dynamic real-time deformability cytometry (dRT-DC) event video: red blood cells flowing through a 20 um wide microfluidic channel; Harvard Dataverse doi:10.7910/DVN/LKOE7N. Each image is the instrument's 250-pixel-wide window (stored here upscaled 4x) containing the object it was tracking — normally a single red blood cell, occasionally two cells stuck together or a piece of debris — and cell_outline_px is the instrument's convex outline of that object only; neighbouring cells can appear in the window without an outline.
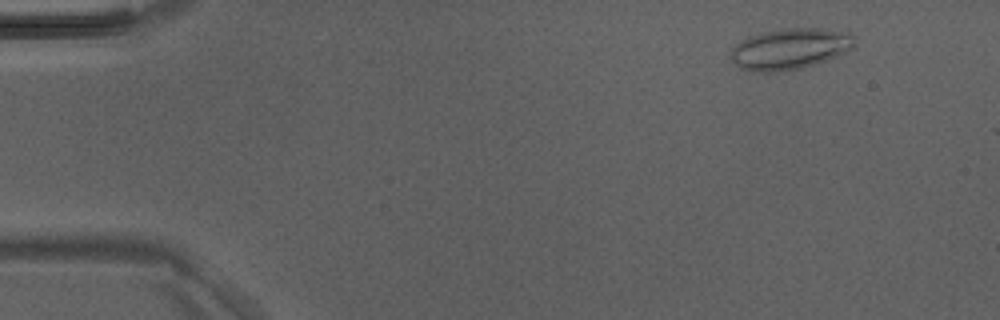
{"species": "Egyptian fruit bat (a non-hibernating species)", "species_latin": "Rousettus aegyptiacus", "temperature_condition": "room temperature", "stored_images_in_passage": 4, "camera_frame_rate_fps": 3000, "um_per_image_px": 0.085, "animal": {"sex": "male"}, "frame": {"image": 1, "passage_image": 1, "time_ms": 0.0, "image_size_px": [1000, 320], "cell_outline_px": [[856, 44], [848, 52], [800, 68], [776, 72], [752, 72], [740, 68], [732, 60], [732, 48], [740, 40], [748, 36], [760, 32], [792, 28], [824, 28], [848, 32], [856, 36]], "centroid_in_image_um": [67.17, 4.14], "position_along_channel_um": 17.8, "area_um2": 29.71}}